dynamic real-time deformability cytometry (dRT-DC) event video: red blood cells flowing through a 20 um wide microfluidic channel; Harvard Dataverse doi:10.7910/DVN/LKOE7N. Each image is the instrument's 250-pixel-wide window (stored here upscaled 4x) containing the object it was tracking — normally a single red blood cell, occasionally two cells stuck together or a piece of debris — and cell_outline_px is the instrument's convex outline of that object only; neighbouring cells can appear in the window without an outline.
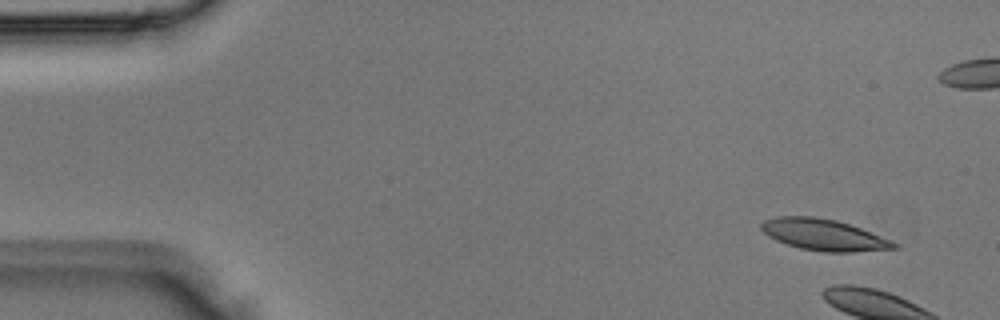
{"species": "Egyptian fruit bat (a non-hibernating species)", "species_latin": "Rousettus aegyptiacus", "temperature_condition": "room temperature", "stored_images_in_passage": 5, "camera_frame_rate_fps": 3000, "um_per_image_px": 0.085, "animal": {"sex": "male"}, "frame": {"image": 1, "passage_image": 1, "time_ms": 0.0, "image_size_px": [1000, 320], "cell_outline_px": [[900, 248], [852, 252], [824, 252], [800, 248], [776, 240], [768, 236], [760, 228], [760, 224], [764, 220], [776, 216], [812, 216], [836, 220], [860, 228], [900, 244]], "centroid_in_image_um": [70.01, 19.96], "position_along_channel_um": 15.0, "area_um2": 24.16}}